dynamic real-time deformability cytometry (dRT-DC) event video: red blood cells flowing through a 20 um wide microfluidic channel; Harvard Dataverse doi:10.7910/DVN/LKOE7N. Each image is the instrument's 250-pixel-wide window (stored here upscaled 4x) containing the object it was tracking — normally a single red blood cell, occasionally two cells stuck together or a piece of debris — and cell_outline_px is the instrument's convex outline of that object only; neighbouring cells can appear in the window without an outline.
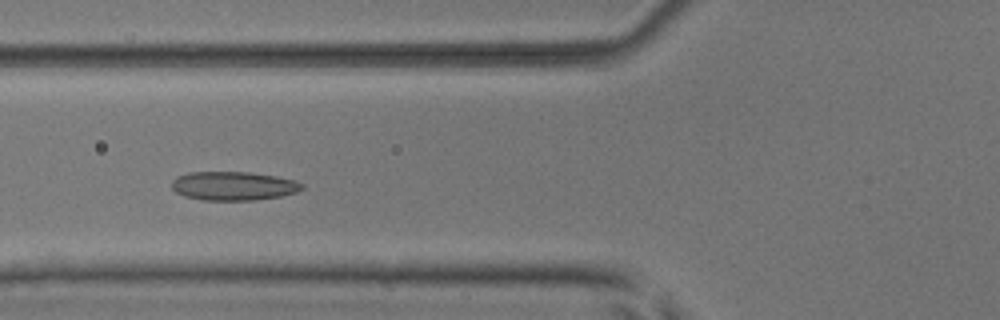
{"species": "common noctule bat (a hibernating species)", "species_latin": "Nyctalus noctula", "temperature_condition": "room temperature", "stored_images_in_passage": 10, "camera_frame_rate_fps": 3000, "um_per_image_px": 0.085, "animal": {"sex": "male", "body_mass_g": 17.9, "forearm_length_mm": 54.2}, "frame": {"image": 1, "passage_image": 6, "time_ms": 1.667, "image_size_px": [1000, 320], "cell_outline_px": [[304, 188], [296, 192], [280, 196], [256, 200], [204, 200], [184, 196], [176, 192], [172, 188], [172, 180], [176, 176], [188, 172], [252, 172], [276, 176], [296, 180], [304, 184]], "centroid_in_image_um": [19.85, 15.79], "position_along_channel_um": 105.9, "area_um2": 22.02}}
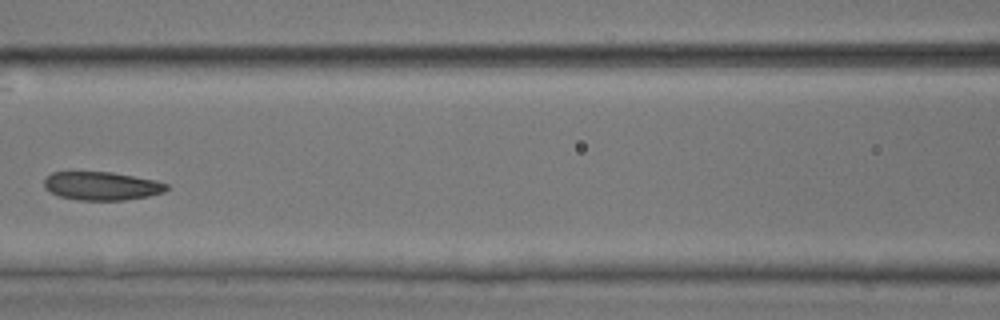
{"frame": {"image": 2, "passage_image": 7, "time_ms": 2.0, "image_size_px": [1000, 320], "cell_outline_px": [[168, 188], [164, 192], [148, 196], [124, 200], [80, 200], [60, 196], [44, 188], [44, 180], [52, 172], [112, 172], [156, 180], [168, 184]], "centroid_in_image_um": [8.66, 15.8], "position_along_channel_um": 157.9, "area_um2": 20.17}}
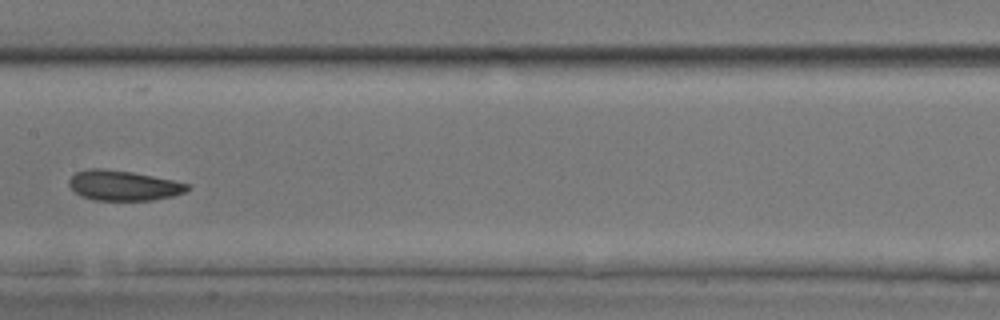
{"frame": {"image": 3, "passage_image": 8, "time_ms": 2.333, "image_size_px": [1000, 320], "cell_outline_px": [[188, 188], [184, 192], [172, 196], [152, 200], [92, 200], [80, 196], [68, 184], [68, 180], [76, 172], [88, 168], [104, 168], [132, 172], [172, 180], [188, 184]], "centroid_in_image_um": [10.43, 15.76], "position_along_channel_um": 197.0, "area_um2": 20.63}}